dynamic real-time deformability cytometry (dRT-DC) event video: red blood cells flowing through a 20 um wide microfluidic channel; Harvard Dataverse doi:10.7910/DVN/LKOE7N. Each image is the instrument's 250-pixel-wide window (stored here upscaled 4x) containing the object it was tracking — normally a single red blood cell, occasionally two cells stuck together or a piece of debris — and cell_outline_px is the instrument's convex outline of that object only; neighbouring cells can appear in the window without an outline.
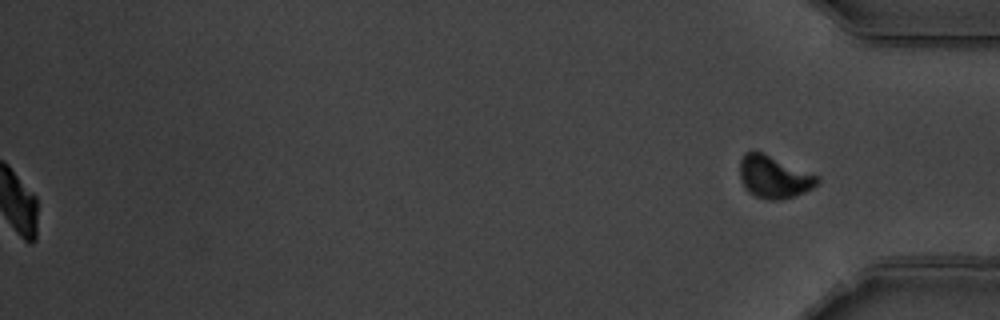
{"species": "common noctule bat (a hibernating species)", "species_latin": "Nyctalus noctula", "temperature_condition": "warm", "stored_images_in_passage": 58, "segment_of_instrument_passage": [2, 2], "camera_frame_rate_fps": 3000, "um_per_image_px": 0.085, "animal": {"sex": "male", "body_mass_g": 19.5, "forearm_length_mm": 54.6}, "frame": {"image": 1, "passage_image": 58, "time_ms": 19.0, "image_size_px": [1000, 320], "cell_outline_px": [[820, 180], [812, 188], [804, 192], [780, 200], [768, 200], [756, 196], [748, 192], [744, 188], [740, 180], [740, 160], [744, 152], [764, 152], [820, 176]], "centroid_in_image_um": [65.77, 15.03], "position_along_channel_um": 369.4, "area_um2": 19.31}}